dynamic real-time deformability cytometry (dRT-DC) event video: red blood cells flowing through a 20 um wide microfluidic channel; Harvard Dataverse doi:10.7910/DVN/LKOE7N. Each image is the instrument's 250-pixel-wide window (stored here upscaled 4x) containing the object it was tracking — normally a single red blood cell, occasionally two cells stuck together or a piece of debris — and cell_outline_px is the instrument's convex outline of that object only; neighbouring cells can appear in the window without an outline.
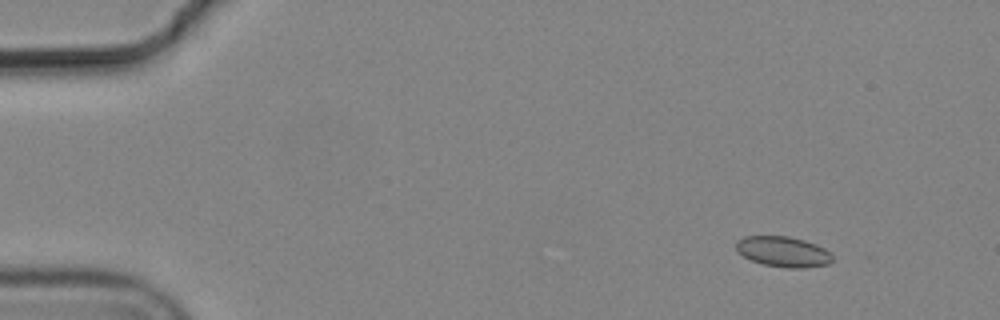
{"species": "common noctule bat (a hibernating species)", "species_latin": "Nyctalus noctula", "temperature_condition": "cold", "stored_images_in_passage": 5, "camera_frame_rate_fps": 3000, "um_per_image_px": 0.085, "animal": {"sex": "male", "body_mass_g": 19.2, "forearm_length_mm": 51.8}, "frame": {"image": 1, "passage_image": 2, "time_ms": 0.333, "image_size_px": [1000, 320], "cell_outline_px": [[832, 260], [828, 264], [804, 268], [788, 268], [764, 264], [752, 260], [736, 252], [736, 240], [744, 236], [788, 236], [804, 240], [816, 244], [824, 248], [832, 256]], "centroid_in_image_um": [66.54, 21.38], "position_along_channel_um": 18.5, "area_um2": 17.05}}
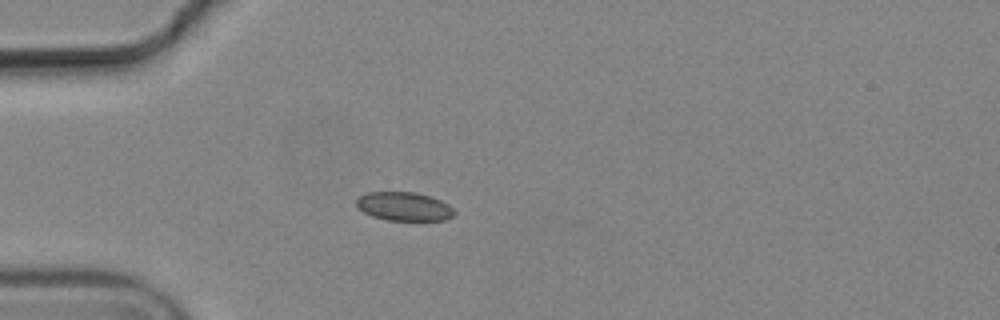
{"frame": {"image": 2, "passage_image": 5, "time_ms": 1.333, "image_size_px": [1000, 320], "cell_outline_px": [[456, 212], [452, 216], [444, 220], [388, 220], [372, 216], [364, 212], [356, 204], [356, 200], [360, 196], [368, 192], [416, 192], [432, 196], [448, 204]], "centroid_in_image_um": [34.36, 17.54], "position_along_channel_um": 50.6, "area_um2": 16.3}}